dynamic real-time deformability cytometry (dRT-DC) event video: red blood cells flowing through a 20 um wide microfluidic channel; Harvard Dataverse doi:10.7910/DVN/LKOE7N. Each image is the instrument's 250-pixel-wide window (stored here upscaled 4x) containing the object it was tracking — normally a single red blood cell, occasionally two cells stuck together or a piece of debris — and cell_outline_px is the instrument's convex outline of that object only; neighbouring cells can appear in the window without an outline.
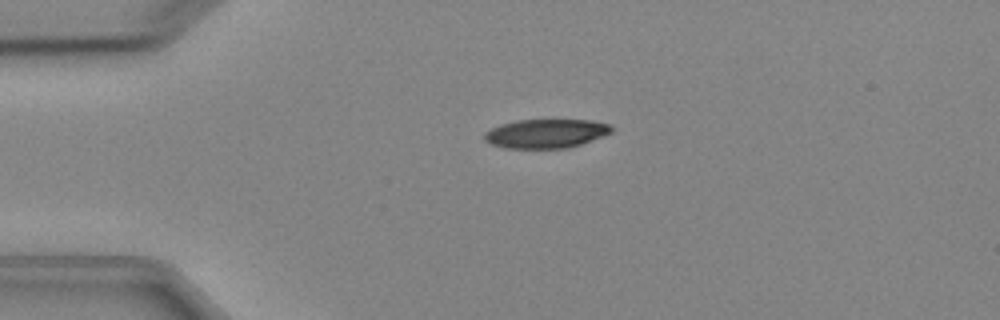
{"species": "Egyptian fruit bat (a non-hibernating species)", "species_latin": "Rousettus aegyptiacus", "temperature_condition": "cold", "stored_images_in_passage": 2, "camera_frame_rate_fps": 3000, "um_per_image_px": 0.085, "animal": {"sex": "female"}, "frame": {"image": 1, "passage_image": 1, "time_ms": 0.0, "image_size_px": [1000, 320], "cell_outline_px": [[612, 132], [580, 144], [568, 148], [504, 148], [492, 144], [484, 140], [484, 132], [500, 124], [516, 120], [588, 120], [608, 124], [612, 128]], "centroid_in_image_um": [46.35, 11.35], "position_along_channel_um": 38.6, "area_um2": 21.27}}